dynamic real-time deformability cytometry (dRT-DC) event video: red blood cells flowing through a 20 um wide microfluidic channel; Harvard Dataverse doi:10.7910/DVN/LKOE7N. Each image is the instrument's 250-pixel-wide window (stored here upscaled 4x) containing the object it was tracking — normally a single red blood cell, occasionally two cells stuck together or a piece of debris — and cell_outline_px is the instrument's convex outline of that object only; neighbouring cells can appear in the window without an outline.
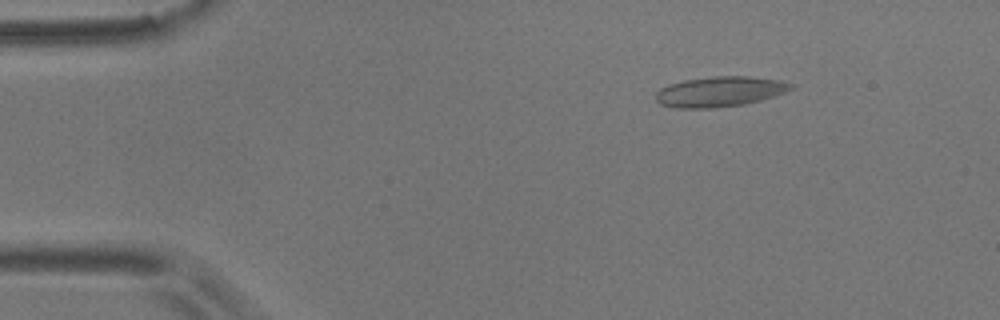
{"species": "common noctule bat (a hibernating species)", "species_latin": "Nyctalus noctula", "temperature_condition": "room temperature", "stored_images_in_passage": 3, "camera_frame_rate_fps": 3000, "um_per_image_px": 0.085, "animal": {"sex": "male", "body_mass_g": 17.9}, "frame": {"image": 1, "passage_image": 1, "time_ms": 0.0, "image_size_px": [1000, 320], "cell_outline_px": [[792, 88], [784, 92], [760, 100], [744, 104], [716, 108], [676, 108], [660, 104], [656, 100], [656, 92], [660, 88], [668, 84], [684, 80], [712, 76], [748, 76], [776, 80], [792, 84]], "centroid_in_image_um": [61.11, 7.79], "position_along_channel_um": 23.9, "area_um2": 23.64}}